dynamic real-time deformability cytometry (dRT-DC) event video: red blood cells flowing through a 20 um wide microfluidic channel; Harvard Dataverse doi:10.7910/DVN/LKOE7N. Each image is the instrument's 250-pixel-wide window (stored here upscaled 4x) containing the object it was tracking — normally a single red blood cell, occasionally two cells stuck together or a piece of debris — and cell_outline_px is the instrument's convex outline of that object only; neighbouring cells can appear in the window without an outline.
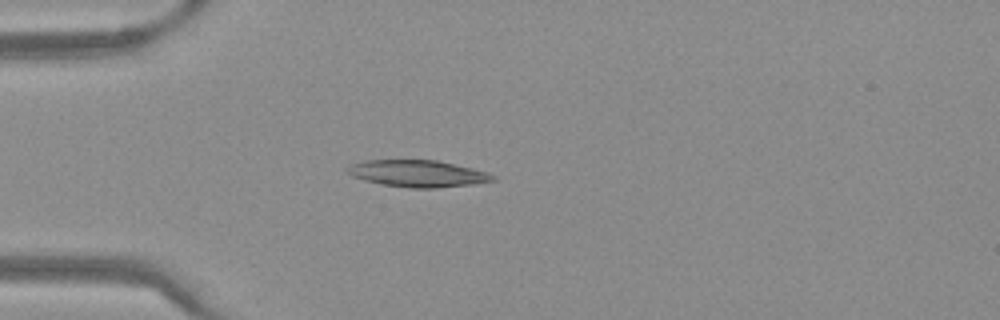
{"species": "Egyptian fruit bat (a non-hibernating species)", "species_latin": "Rousettus aegyptiacus", "temperature_condition": "warm", "stored_images_in_passage": 37, "camera_frame_rate_fps": 3000, "um_per_image_px": 0.085, "frame": {"image": 1, "passage_image": 1, "time_ms": 0.0, "image_size_px": [1000, 320], "cell_outline_px": [[496, 180], [472, 184], [436, 188], [412, 188], [384, 184], [364, 180], [352, 176], [344, 168], [348, 164], [364, 160], [436, 160], [472, 168], [488, 172], [496, 176]], "centroid_in_image_um": [35.48, 14.74], "position_along_channel_um": 49.5, "area_um2": 22.72}}
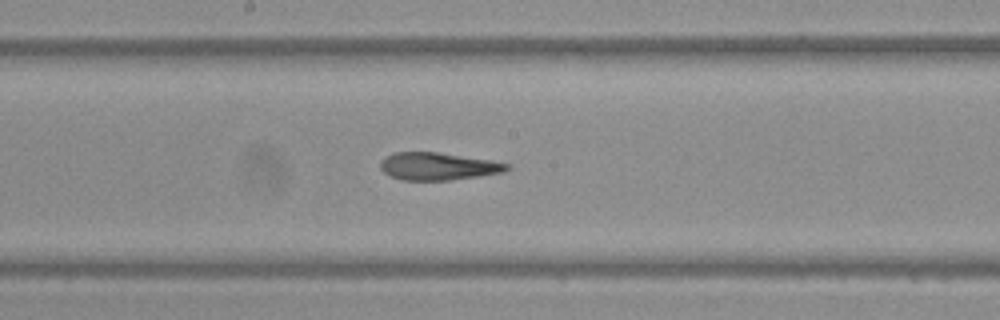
{"frame": {"image": 2, "passage_image": 14, "time_ms": 4.333, "image_size_px": [1000, 320], "cell_outline_px": [[512, 168], [504, 172], [448, 180], [400, 180], [384, 172], [380, 168], [380, 160], [384, 156], [392, 152], [440, 152], [492, 160], [512, 164]], "centroid_in_image_um": [37.24, 14.12], "position_along_channel_um": 211.0, "area_um2": 20.52}}
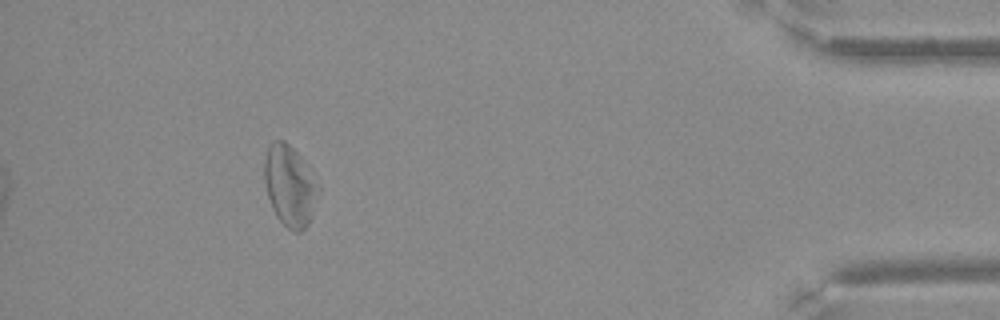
{"frame": {"image": 3, "passage_image": 33, "time_ms": 10.667, "image_size_px": [1000, 320], "cell_outline_px": [[312, 216], [308, 224], [300, 232], [292, 232], [276, 216], [272, 208], [264, 184], [264, 160], [268, 144], [272, 140], [284, 140], [300, 156], [312, 184]], "centroid_in_image_um": [24.48, 15.78], "position_along_channel_um": 410.7, "area_um2": 23.81}}